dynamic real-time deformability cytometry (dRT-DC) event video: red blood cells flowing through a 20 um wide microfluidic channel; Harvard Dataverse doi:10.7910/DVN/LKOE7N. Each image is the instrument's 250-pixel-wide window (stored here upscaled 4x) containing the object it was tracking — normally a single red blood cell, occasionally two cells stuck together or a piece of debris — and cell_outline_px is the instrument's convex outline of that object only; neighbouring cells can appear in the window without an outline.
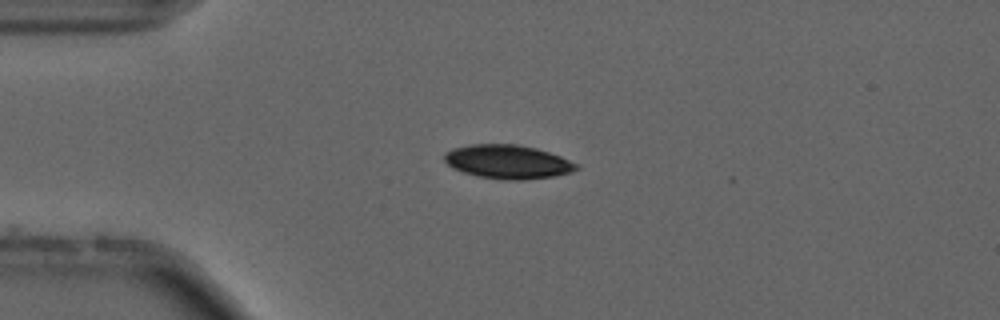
{"species": "common noctule bat (a hibernating species)", "species_latin": "Nyctalus noctula", "temperature_condition": "cold", "stored_images_in_passage": 7, "camera_frame_rate_fps": 3000, "um_per_image_px": 0.085, "animal": {"sex": "male", "forearm_length_mm": 52.5}, "frame": {"image": 1, "passage_image": 1, "time_ms": 0.0, "image_size_px": [1000, 320], "cell_outline_px": [[580, 168], [572, 172], [552, 176], [520, 180], [504, 180], [480, 176], [464, 172], [452, 168], [444, 160], [444, 152], [452, 148], [472, 144], [516, 144], [536, 148], [560, 156], [576, 164]], "centroid_in_image_um": [43.13, 13.74], "position_along_channel_um": 41.9, "area_um2": 25.84}}